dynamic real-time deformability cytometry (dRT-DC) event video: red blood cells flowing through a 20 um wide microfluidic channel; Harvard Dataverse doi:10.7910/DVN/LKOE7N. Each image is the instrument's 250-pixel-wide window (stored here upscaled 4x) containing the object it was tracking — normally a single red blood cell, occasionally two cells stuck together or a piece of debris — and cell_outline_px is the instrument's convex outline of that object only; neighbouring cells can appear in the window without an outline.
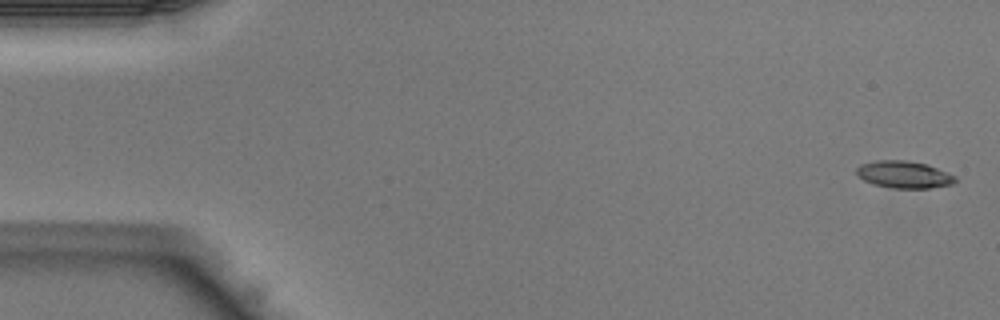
{"species": "Egyptian fruit bat (a non-hibernating species)", "species_latin": "Rousettus aegyptiacus", "temperature_condition": "warm", "stored_images_in_passage": 11, "camera_frame_rate_fps": 3000, "um_per_image_px": 0.085, "animal": {"sex": "male"}, "frame": {"image": 1, "passage_image": 1, "time_ms": 0.0, "image_size_px": [1000, 320], "cell_outline_px": [[956, 180], [952, 184], [928, 188], [892, 188], [872, 184], [864, 180], [856, 172], [856, 168], [860, 164], [876, 160], [908, 160], [928, 164], [956, 176]], "centroid_in_image_um": [76.83, 14.82], "position_along_channel_um": 8.2, "area_um2": 15.66}}